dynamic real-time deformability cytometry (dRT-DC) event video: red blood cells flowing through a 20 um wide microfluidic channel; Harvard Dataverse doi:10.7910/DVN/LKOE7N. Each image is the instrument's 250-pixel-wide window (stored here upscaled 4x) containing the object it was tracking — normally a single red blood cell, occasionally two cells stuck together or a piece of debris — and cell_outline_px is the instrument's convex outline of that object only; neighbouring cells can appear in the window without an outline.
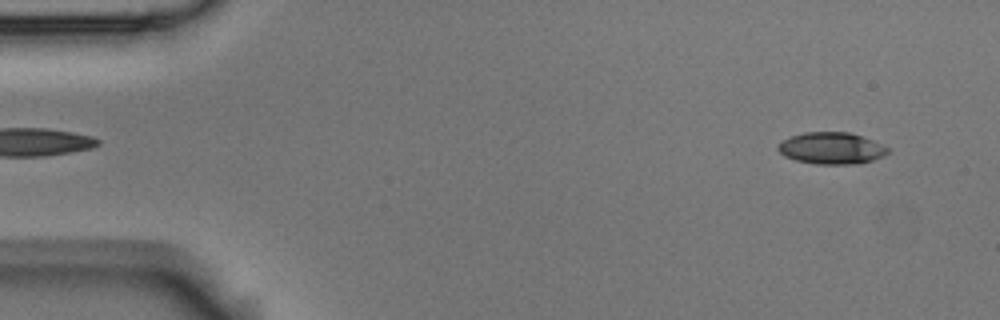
{"species": "Egyptian fruit bat (a non-hibernating species)", "species_latin": "Rousettus aegyptiacus", "temperature_condition": "room temperature", "stored_images_in_passage": 4, "camera_frame_rate_fps": 3000, "um_per_image_px": 0.085, "animal": {"sex": "male"}, "frame": {"image": 1, "passage_image": 4, "time_ms": 1.0, "image_size_px": [1000, 320], "cell_outline_px": [[888, 152], [884, 156], [872, 160], [852, 164], [816, 164], [796, 160], [784, 156], [776, 148], [784, 140], [792, 136], [804, 132], [848, 132], [872, 140], [888, 148]], "centroid_in_image_um": [70.66, 12.6], "position_along_channel_um": 14.3, "area_um2": 20.0}}